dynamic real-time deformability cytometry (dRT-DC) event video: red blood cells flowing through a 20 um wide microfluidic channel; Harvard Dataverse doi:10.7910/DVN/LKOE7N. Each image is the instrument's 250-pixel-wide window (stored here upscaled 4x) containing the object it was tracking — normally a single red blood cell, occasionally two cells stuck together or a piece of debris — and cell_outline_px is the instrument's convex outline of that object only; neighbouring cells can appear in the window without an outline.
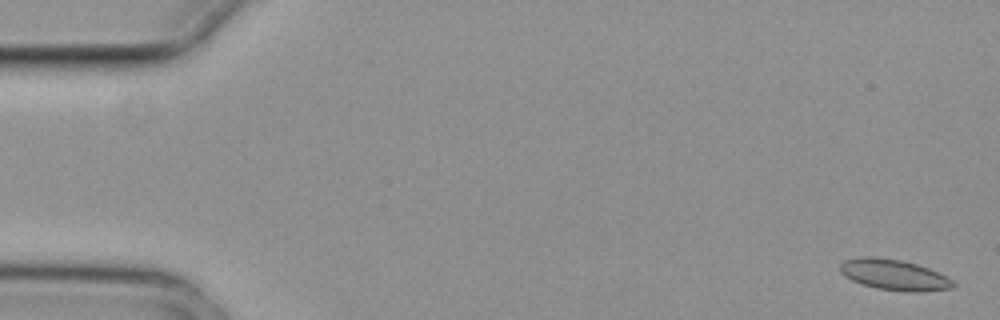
{"species": "common noctule bat (a hibernating species)", "species_latin": "Nyctalus noctula", "temperature_condition": "cold", "stored_images_in_passage": 3, "camera_frame_rate_fps": 3000, "um_per_image_px": 0.085, "animal": {"sex": "female", "body_mass_g": 29.2, "forearm_length_mm": 56.3}, "frame": {"image": 1, "passage_image": 1, "time_ms": 0.0, "image_size_px": [1000, 320], "cell_outline_px": [[956, 284], [952, 288], [924, 292], [908, 292], [876, 288], [852, 280], [844, 276], [840, 272], [840, 264], [844, 260], [860, 256], [876, 256], [900, 260], [916, 264], [928, 268], [952, 280]], "centroid_in_image_um": [75.97, 23.35], "position_along_channel_um": 9.0, "area_um2": 20.23}}